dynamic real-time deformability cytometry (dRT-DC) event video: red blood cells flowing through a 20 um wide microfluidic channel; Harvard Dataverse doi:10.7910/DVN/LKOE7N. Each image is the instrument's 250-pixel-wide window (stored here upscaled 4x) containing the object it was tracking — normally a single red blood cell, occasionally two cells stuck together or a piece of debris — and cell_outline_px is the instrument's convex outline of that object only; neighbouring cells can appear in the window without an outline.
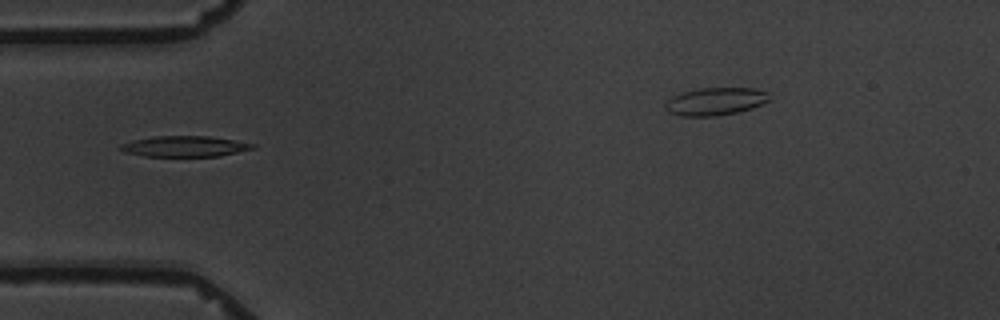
{"species": "common noctule bat (a hibernating species)", "species_latin": "Nyctalus noctula", "temperature_condition": "warm", "stored_images_in_passage": 15, "camera_frame_rate_fps": 3000, "um_per_image_px": 0.085, "animal": {"sex": "male", "body_mass_g": 19.5, "forearm_length_mm": 54.6}, "frame": {"image": 1, "passage_image": 5, "time_ms": 5.667, "image_size_px": [1000, 320], "cell_outline_px": [[256, 148], [220, 156], [144, 156], [124, 152], [120, 148], [120, 144], [152, 136], [208, 136], [256, 144]], "centroid_in_image_um": [15.72, 12.44], "position_along_channel_um": 69.3, "area_um2": 15.84}}
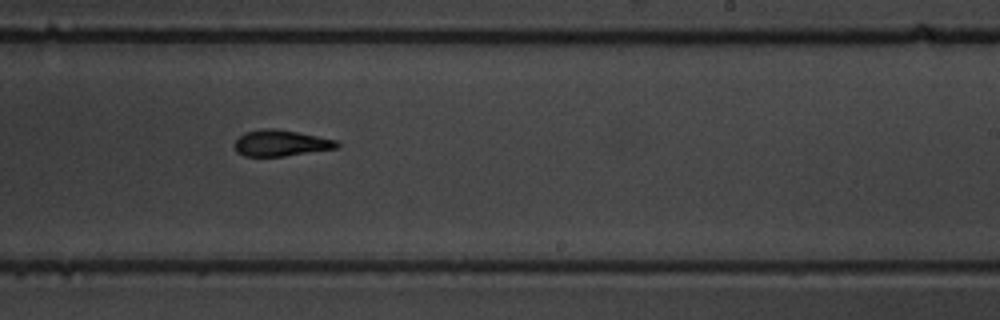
{"frame": {"image": 2, "passage_image": 10, "time_ms": 11.333, "image_size_px": [1000, 320], "cell_outline_px": [[340, 148], [284, 156], [244, 156], [236, 152], [232, 144], [244, 132], [264, 128], [276, 128], [336, 140], [340, 144]], "centroid_in_image_um": [23.85, 12.17], "position_along_channel_um": 265.2, "area_um2": 15.72}}
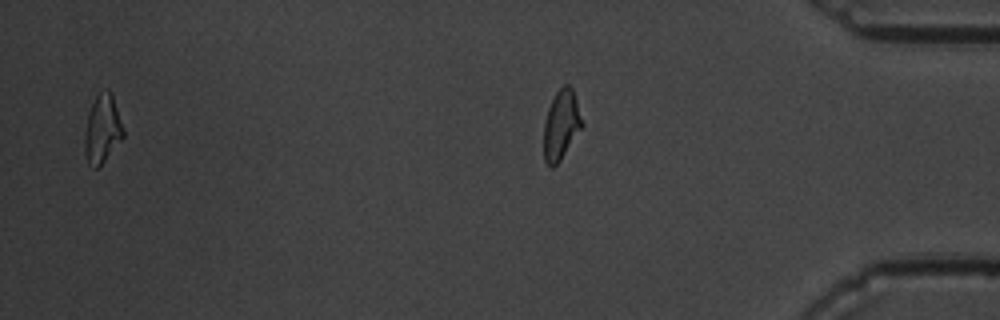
{"frame": {"image": 3, "passage_image": 15, "time_ms": 18.667, "image_size_px": [1000, 320], "cell_outline_px": [[124, 136], [104, 160], [96, 168], [92, 168], [88, 164], [84, 152], [84, 132], [88, 116], [92, 104], [96, 96], [100, 92], [108, 88], [112, 92], [124, 128]], "centroid_in_image_um": [8.7, 10.95], "position_along_channel_um": 426.5, "area_um2": 15.37}, "authors_computed_cell_mechanics": {"area_um2": 16.4152, "velocity_mm_per_s": 3.456, "shape_relaxation_time_tau1_ms": 8.6738, "shape_relaxation_time_tau2_ms": 2.5902, "deformation_change_tau1": 0.2025, "deformation_change_tau2": 0.0917}}